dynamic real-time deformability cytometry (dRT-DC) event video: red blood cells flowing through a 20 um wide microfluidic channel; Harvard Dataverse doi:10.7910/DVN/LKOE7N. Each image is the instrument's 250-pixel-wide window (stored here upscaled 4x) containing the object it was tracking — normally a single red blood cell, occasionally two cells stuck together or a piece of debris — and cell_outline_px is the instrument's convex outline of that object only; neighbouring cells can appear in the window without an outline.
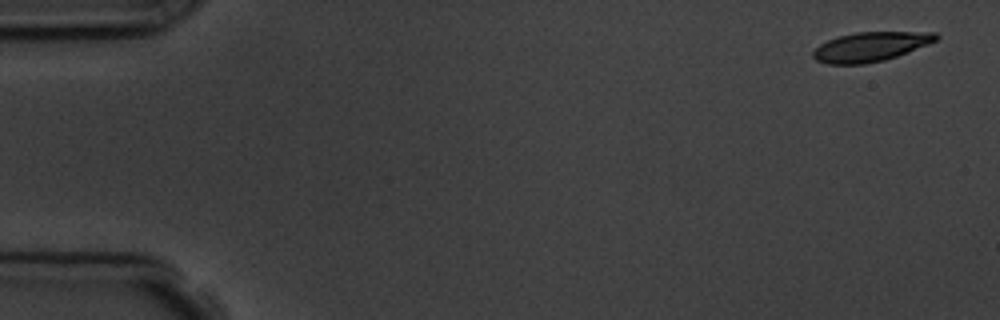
{"species": "common noctule bat (a hibernating species)", "species_latin": "Nyctalus noctula", "temperature_condition": "room temperature", "stored_images_in_passage": 4, "camera_frame_rate_fps": 3000, "um_per_image_px": 0.085, "animal": {"sex": "male", "body_mass_g": 19.5, "forearm_length_mm": 54.6}, "frame": {"image": 1, "passage_image": 1, "time_ms": 0.0, "image_size_px": [1000, 320], "cell_outline_px": [[940, 36], [936, 40], [928, 44], [896, 56], [884, 60], [864, 64], [828, 64], [816, 60], [812, 56], [812, 52], [820, 44], [828, 40], [840, 36], [856, 32], [936, 32]], "centroid_in_image_um": [73.98, 3.97], "position_along_channel_um": 11.0, "area_um2": 20.87}}
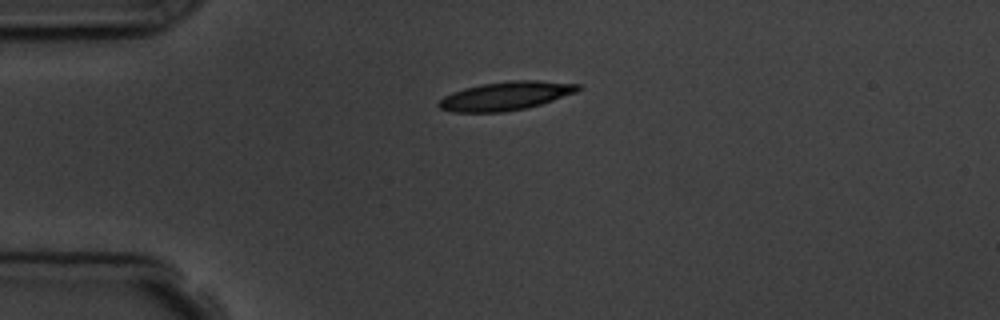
{"frame": {"image": 2, "passage_image": 4, "time_ms": 3.667, "image_size_px": [1000, 320], "cell_outline_px": [[584, 88], [576, 92], [528, 108], [504, 112], [452, 112], [440, 108], [436, 104], [444, 96], [452, 92], [464, 88], [480, 84], [512, 80], [540, 80], [580, 84]], "centroid_in_image_um": [42.99, 8.14], "position_along_channel_um": 42.0, "area_um2": 23.35}}